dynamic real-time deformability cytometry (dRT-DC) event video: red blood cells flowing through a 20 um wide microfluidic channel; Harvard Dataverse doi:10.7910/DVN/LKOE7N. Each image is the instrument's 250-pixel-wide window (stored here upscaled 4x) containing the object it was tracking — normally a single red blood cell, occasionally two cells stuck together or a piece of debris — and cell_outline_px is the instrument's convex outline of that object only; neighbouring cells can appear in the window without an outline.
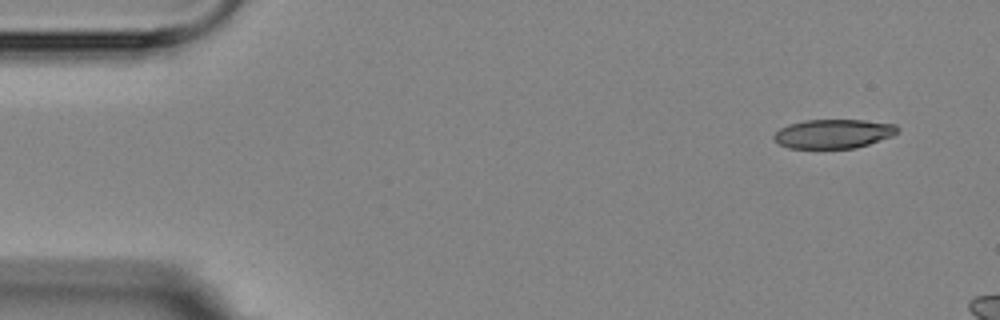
{"species": "Egyptian fruit bat (a non-hibernating species)", "species_latin": "Rousettus aegyptiacus", "temperature_condition": "room temperature", "stored_images_in_passage": 5, "camera_frame_rate_fps": 3000, "um_per_image_px": 0.085, "animal": {"sex": "female"}, "frame": {"image": 1, "passage_image": 1, "time_ms": 0.0, "image_size_px": [1000, 320], "cell_outline_px": [[900, 128], [892, 136], [856, 148], [788, 148], [772, 140], [772, 136], [780, 128], [788, 124], [804, 120], [864, 120], [896, 124]], "centroid_in_image_um": [70.81, 11.36], "position_along_channel_um": 14.2, "area_um2": 21.04}}